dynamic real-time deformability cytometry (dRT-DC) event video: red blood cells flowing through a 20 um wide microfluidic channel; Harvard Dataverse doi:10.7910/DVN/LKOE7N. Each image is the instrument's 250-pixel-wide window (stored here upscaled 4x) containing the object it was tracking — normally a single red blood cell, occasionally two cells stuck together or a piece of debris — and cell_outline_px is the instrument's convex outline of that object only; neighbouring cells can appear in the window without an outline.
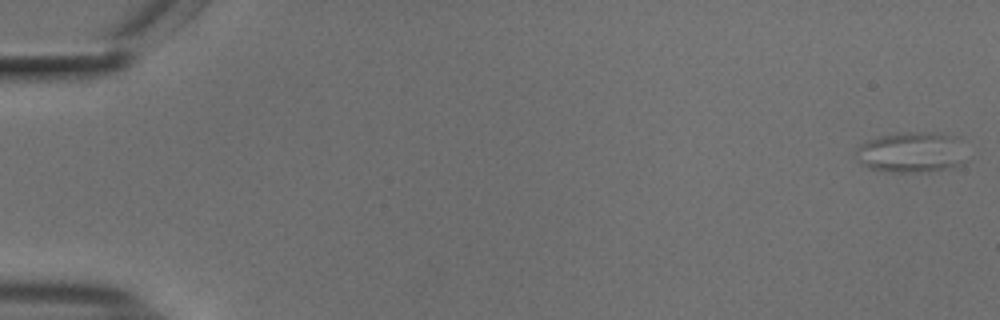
{"species": "common noctule bat (a hibernating species)", "species_latin": "Nyctalus noctula", "temperature_condition": "cold", "stored_images_in_passage": 44, "camera_frame_rate_fps": 3000, "um_per_image_px": 0.085, "animal": {"sex": "male", "body_mass_g": 18.8}, "frame": {"image": 1, "passage_image": 1, "time_ms": 0.0, "image_size_px": [1000, 320], "cell_outline_px": [[968, 160], [964, 164], [952, 168], [920, 172], [892, 172], [868, 168], [860, 164], [856, 148], [860, 144], [868, 140], [884, 136], [908, 132], [940, 132], [956, 136]], "centroid_in_image_um": [77.53, 12.96], "position_along_channel_um": 7.5, "area_um2": 26.3}}
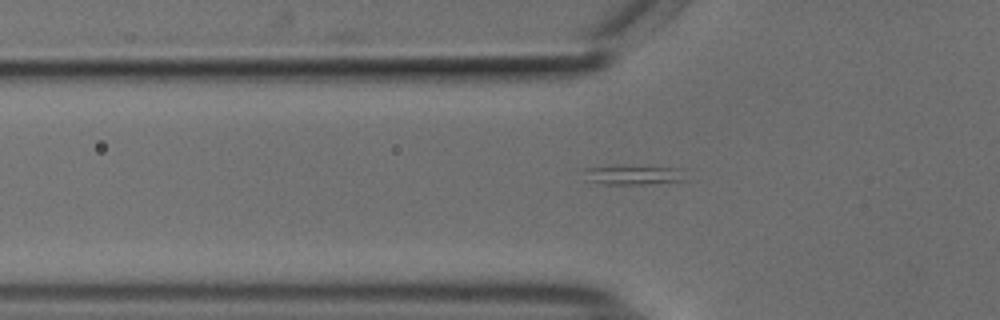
{"frame": {"image": 2, "passage_image": 19, "time_ms": 6.0, "image_size_px": [1000, 320], "cell_outline_px": [[684, 180], [648, 184], [604, 184], [584, 180], [584, 168], [624, 164], [680, 168]], "centroid_in_image_um": [53.73, 14.83], "position_along_channel_um": 72.1, "area_um2": 11.96}}
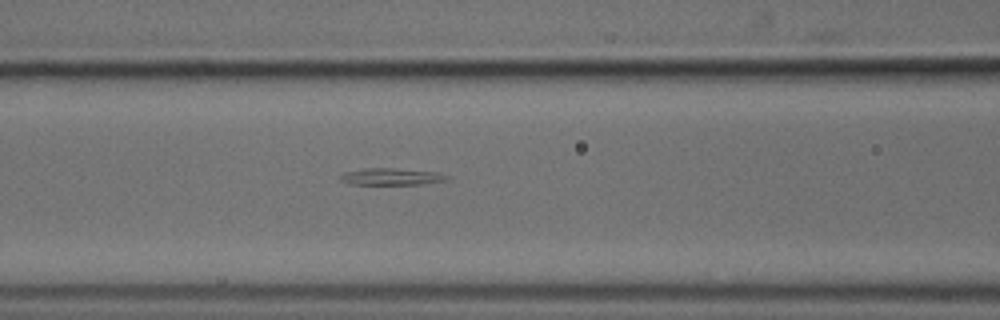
{"frame": {"image": 3, "passage_image": 24, "time_ms": 7.667, "image_size_px": [1000, 320], "cell_outline_px": [[448, 180], [424, 184], [352, 184], [340, 180], [340, 176], [344, 172], [364, 168], [392, 168], [436, 172], [448, 176]], "centroid_in_image_um": [33.26, 15.01], "position_along_channel_um": 133.3, "area_um2": 10.35}}